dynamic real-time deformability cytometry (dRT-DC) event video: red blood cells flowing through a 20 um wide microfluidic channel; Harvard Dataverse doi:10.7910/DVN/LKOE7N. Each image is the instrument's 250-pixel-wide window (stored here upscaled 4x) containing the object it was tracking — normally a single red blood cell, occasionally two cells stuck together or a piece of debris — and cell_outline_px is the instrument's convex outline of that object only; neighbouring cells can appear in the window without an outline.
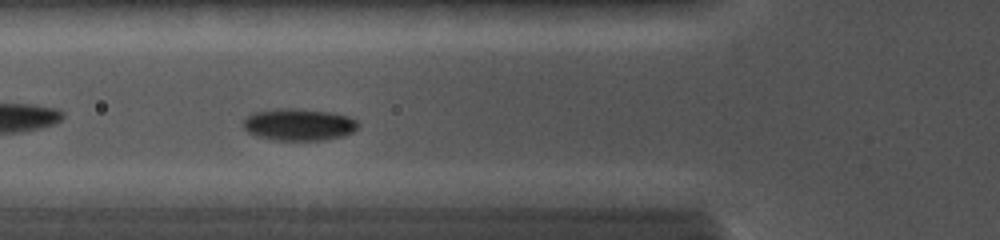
{"species": "common noctule bat (a hibernating species)", "species_latin": "Nyctalus noctula", "temperature_condition": "cold", "stored_images_in_passage": 19, "camera_frame_rate_fps": 5000, "um_per_image_px": 0.085, "animal": {"sex": "female", "body_mass_g": 19.0, "forearm_length_mm": 56.7}, "frame": {"image": 1, "passage_image": 9, "time_ms": 2.6, "image_size_px": [1000, 240], "cell_outline_px": [[360, 124], [352, 132], [344, 136], [324, 140], [276, 140], [256, 136], [248, 132], [244, 128], [244, 116], [252, 112], [276, 108], [300, 108], [332, 112], [348, 116], [356, 120]], "centroid_in_image_um": [25.38, 10.57], "position_along_channel_um": 100.4, "area_um2": 21.73}}
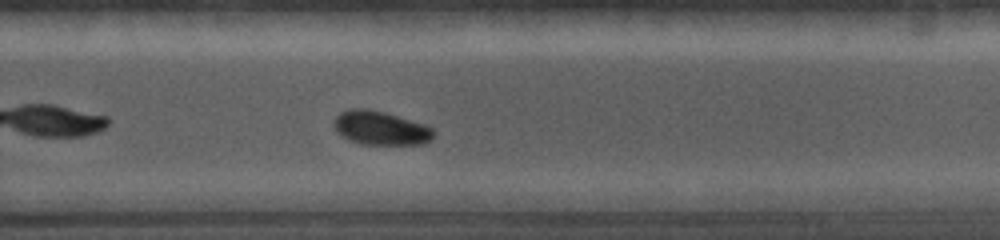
{"frame": {"image": 2, "passage_image": 19, "time_ms": 7.2, "image_size_px": [1000, 240], "cell_outline_px": [[436, 132], [432, 140], [424, 144], [364, 144], [348, 140], [336, 132], [332, 124], [336, 116], [340, 112], [348, 108], [368, 108], [384, 112], [424, 124], [432, 128]], "centroid_in_image_um": [32.33, 10.88], "position_along_channel_um": 297.5, "area_um2": 19.88}}